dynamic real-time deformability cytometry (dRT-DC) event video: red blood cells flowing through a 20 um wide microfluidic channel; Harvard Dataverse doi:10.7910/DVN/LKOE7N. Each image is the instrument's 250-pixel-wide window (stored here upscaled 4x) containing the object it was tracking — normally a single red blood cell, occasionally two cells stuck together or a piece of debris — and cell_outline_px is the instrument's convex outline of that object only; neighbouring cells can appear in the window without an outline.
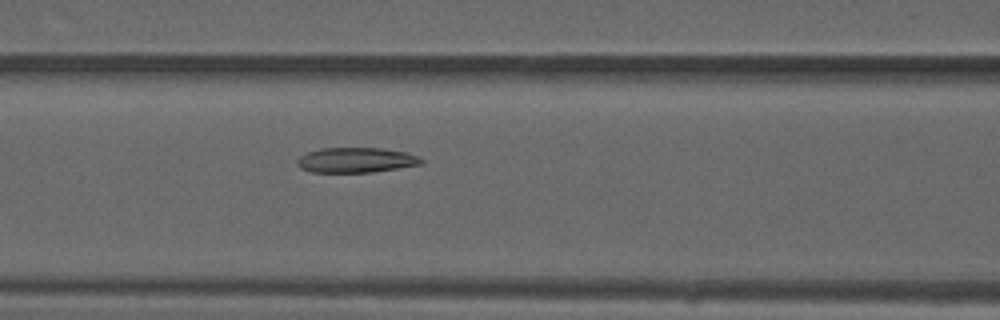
{"species": "common noctule bat (a hibernating species)", "species_latin": "Nyctalus noctula", "temperature_condition": "warm", "stored_images_in_passage": 18, "camera_frame_rate_fps": 3000, "um_per_image_px": 0.085, "animal": {"sex": "male", "forearm_length_mm": 52.5}, "frame": {"image": 1, "passage_image": 6, "time_ms": 1.667, "image_size_px": [1000, 320], "cell_outline_px": [[424, 164], [372, 172], [312, 172], [300, 168], [296, 164], [296, 160], [300, 156], [308, 152], [324, 148], [380, 148], [404, 152], [416, 156], [424, 160]], "centroid_in_image_um": [30.25, 13.61], "position_along_channel_um": 136.4, "area_um2": 18.03}}
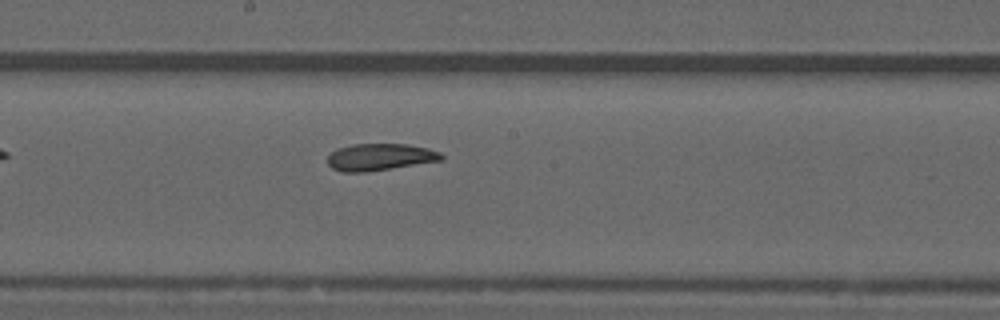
{"frame": {"image": 2, "passage_image": 12, "time_ms": 3.667, "image_size_px": [1000, 320], "cell_outline_px": [[444, 160], [368, 172], [340, 172], [332, 168], [328, 164], [328, 156], [332, 152], [340, 148], [352, 144], [408, 144], [428, 148], [440, 152], [444, 156]], "centroid_in_image_um": [32.32, 13.36], "position_along_channel_um": 215.9, "area_um2": 17.98}}
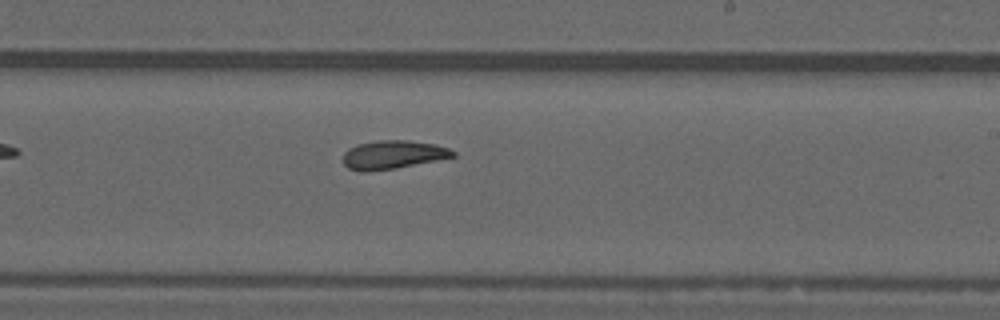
{"frame": {"image": 3, "passage_image": 15, "time_ms": 4.667, "image_size_px": [1000, 320], "cell_outline_px": [[456, 156], [396, 168], [368, 172], [360, 172], [348, 168], [344, 164], [344, 152], [348, 148], [356, 144], [376, 140], [408, 140], [436, 144], [448, 148], [456, 152]], "centroid_in_image_um": [33.37, 13.14], "position_along_channel_um": 255.6, "area_um2": 18.38}}